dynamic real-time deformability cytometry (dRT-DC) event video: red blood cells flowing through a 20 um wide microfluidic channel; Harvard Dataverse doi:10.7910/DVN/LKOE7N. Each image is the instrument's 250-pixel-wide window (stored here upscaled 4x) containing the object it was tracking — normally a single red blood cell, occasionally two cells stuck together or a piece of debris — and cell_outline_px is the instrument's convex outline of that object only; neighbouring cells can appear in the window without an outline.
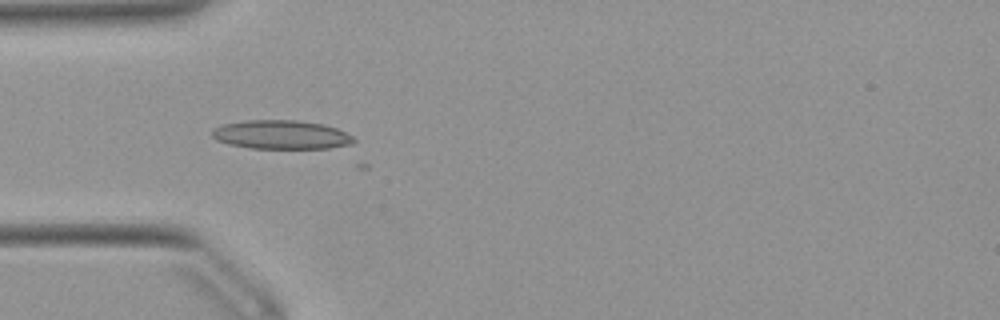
{"species": "Egyptian fruit bat (a non-hibernating species)", "species_latin": "Rousettus aegyptiacus", "temperature_condition": "warm", "stored_images_in_passage": 13, "camera_frame_rate_fps": 3000, "um_per_image_px": 0.085, "animal": {"sex": "female"}, "frame": {"image": 1, "passage_image": 7, "time_ms": 2.0, "image_size_px": [1000, 320], "cell_outline_px": [[356, 140], [352, 144], [328, 148], [248, 148], [228, 144], [216, 140], [212, 136], [212, 128], [224, 124], [248, 120], [296, 120], [324, 124], [336, 128], [352, 136]], "centroid_in_image_um": [23.89, 11.45], "position_along_channel_um": 61.1, "area_um2": 23.81}}
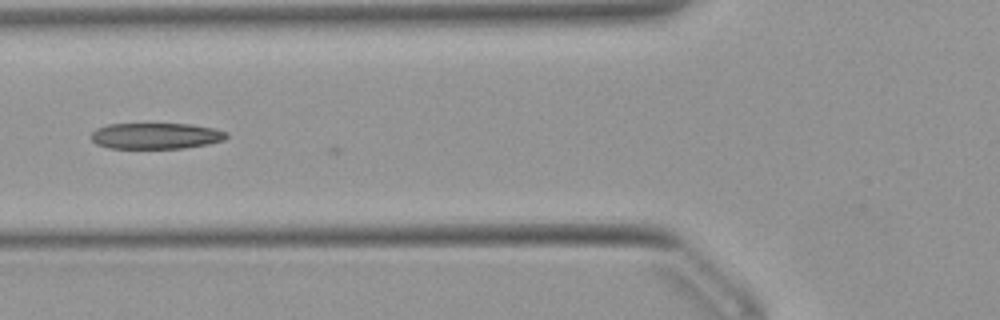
{"frame": {"image": 2, "passage_image": 11, "time_ms": 3.333, "image_size_px": [1000, 320], "cell_outline_px": [[228, 136], [224, 140], [208, 144], [184, 148], [108, 148], [96, 144], [92, 140], [92, 132], [96, 128], [108, 124], [192, 124], [216, 128], [228, 132]], "centroid_in_image_um": [13.28, 11.55], "position_along_channel_um": 112.5, "area_um2": 20.69}}